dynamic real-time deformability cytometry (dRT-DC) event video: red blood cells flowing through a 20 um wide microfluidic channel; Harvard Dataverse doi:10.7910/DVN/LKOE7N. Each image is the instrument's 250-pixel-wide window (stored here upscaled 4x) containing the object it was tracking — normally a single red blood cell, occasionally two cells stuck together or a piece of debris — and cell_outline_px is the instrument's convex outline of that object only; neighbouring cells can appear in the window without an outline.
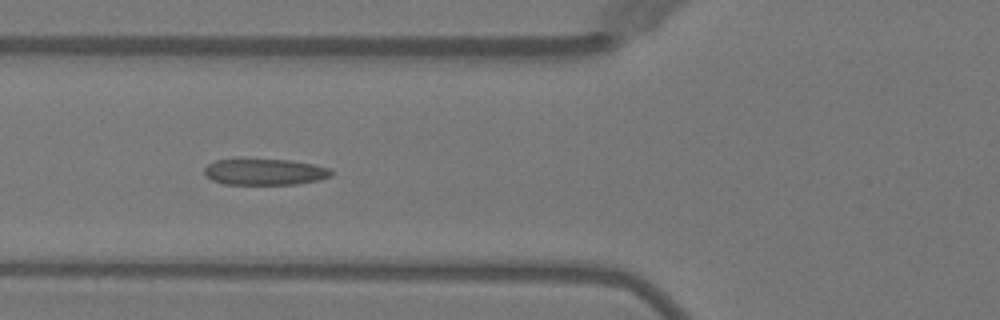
{"species": "Egyptian fruit bat (a non-hibernating species)", "species_latin": "Rousettus aegyptiacus", "temperature_condition": "warm", "stored_images_in_passage": 5, "camera_frame_rate_fps": 3000, "um_per_image_px": 0.085, "animal": {"sex": "female"}, "frame": {"image": 1, "passage_image": 4, "time_ms": 4.333, "image_size_px": [1000, 320], "cell_outline_px": [[332, 176], [316, 180], [296, 184], [224, 184], [212, 180], [204, 172], [204, 168], [208, 164], [216, 160], [288, 160], [312, 164], [328, 168], [332, 172]], "centroid_in_image_um": [22.49, 14.62], "position_along_channel_um": 103.3, "area_um2": 18.96}}
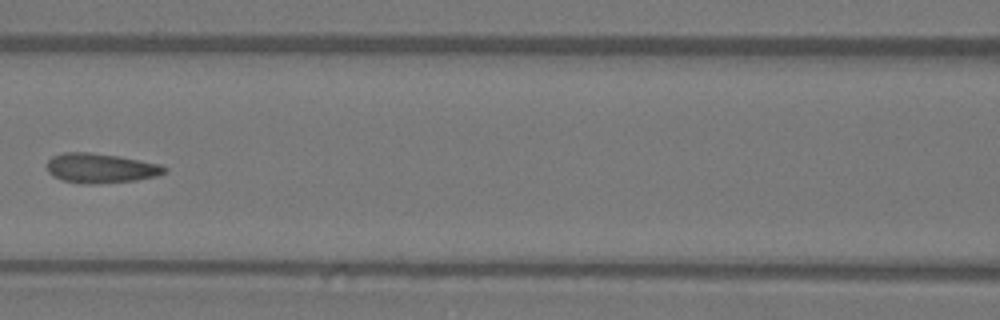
{"frame": {"image": 2, "passage_image": 5, "time_ms": 5.667, "image_size_px": [1000, 320], "cell_outline_px": [[168, 168], [164, 172], [156, 176], [136, 180], [92, 184], [84, 184], [64, 180], [52, 176], [48, 172], [48, 160], [52, 156], [64, 152], [88, 152], [116, 156], [160, 164]], "centroid_in_image_um": [8.53, 14.29], "position_along_channel_um": 158.1, "area_um2": 20.06}}